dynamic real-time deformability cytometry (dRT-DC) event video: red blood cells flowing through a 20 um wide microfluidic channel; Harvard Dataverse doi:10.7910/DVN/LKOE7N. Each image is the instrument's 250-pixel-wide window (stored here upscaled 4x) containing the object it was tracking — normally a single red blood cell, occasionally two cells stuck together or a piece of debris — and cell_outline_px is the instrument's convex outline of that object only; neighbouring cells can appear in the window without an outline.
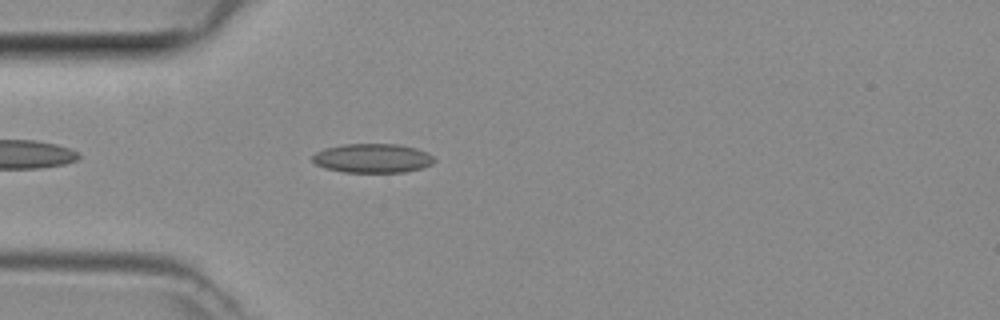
{"species": "common noctule bat (a hibernating species)", "species_latin": "Nyctalus noctula", "temperature_condition": "room temperature", "stored_images_in_passage": 4, "camera_frame_rate_fps": 3000, "um_per_image_px": 0.085, "animal": {"sex": "female", "body_mass_g": 29.2, "forearm_length_mm": 56.3}, "frame": {"image": 1, "passage_image": 4, "time_ms": 1.0, "image_size_px": [1000, 320], "cell_outline_px": [[436, 160], [432, 164], [420, 168], [404, 172], [344, 172], [324, 168], [316, 164], [312, 160], [312, 156], [316, 152], [324, 148], [344, 144], [400, 144], [416, 148], [428, 152]], "centroid_in_image_um": [31.66, 13.44], "position_along_channel_um": 53.3, "area_um2": 20.75}}